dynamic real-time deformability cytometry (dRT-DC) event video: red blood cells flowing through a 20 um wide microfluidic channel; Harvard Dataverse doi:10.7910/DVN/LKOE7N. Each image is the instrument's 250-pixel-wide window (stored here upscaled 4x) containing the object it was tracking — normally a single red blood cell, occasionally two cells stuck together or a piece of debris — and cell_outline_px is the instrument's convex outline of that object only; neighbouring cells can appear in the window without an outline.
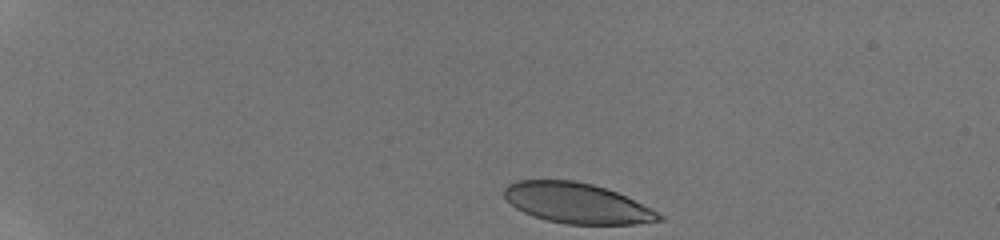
{"species": "human", "species_latin": "Homo sapiens", "temperature_condition": "room temperature", "stored_images_in_passage": 31, "camera_frame_rate_fps": 3000, "um_per_image_px": 0.085, "donor": {"sex": "male"}, "frame": {"image": 1, "passage_image": 1, "time_ms": 0.0, "image_size_px": [1000, 240], "cell_outline_px": [[664, 220], [632, 224], [564, 224], [548, 220], [524, 212], [516, 208], [504, 196], [504, 188], [508, 184], [516, 180], [576, 180], [592, 184], [616, 192], [664, 216]], "centroid_in_image_um": [49.0, 17.26], "position_along_channel_um": 36.0, "area_um2": 35.84}}
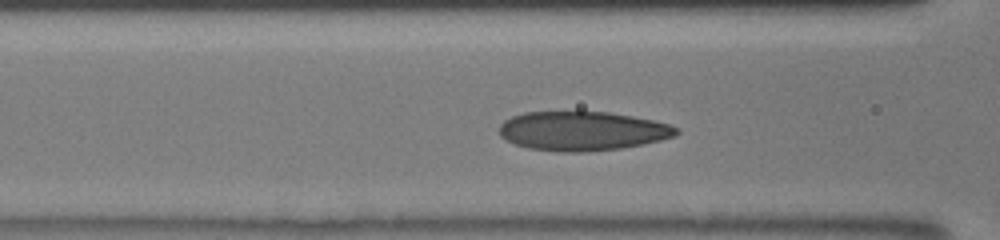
{"frame": {"image": 2, "passage_image": 22, "time_ms": 4.333, "image_size_px": [1000, 240], "cell_outline_px": [[680, 132], [676, 136], [644, 144], [620, 148], [584, 152], [556, 152], [528, 148], [504, 140], [500, 136], [500, 124], [504, 120], [512, 116], [524, 112], [608, 112], [632, 116], [652, 120], [668, 124], [680, 128]], "centroid_in_image_um": [49.5, 11.14], "position_along_channel_um": 117.1, "area_um2": 40.58}}
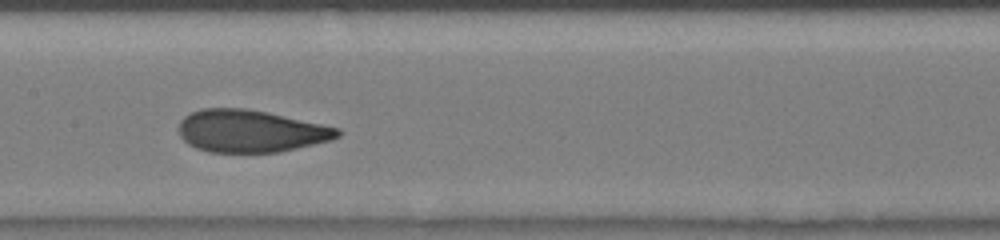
{"frame": {"image": 3, "passage_image": 30, "time_ms": 6.0, "image_size_px": [1000, 240], "cell_outline_px": [[344, 132], [340, 136], [332, 140], [280, 152], [208, 152], [196, 148], [188, 144], [180, 136], [180, 120], [184, 116], [200, 108], [248, 108], [268, 112], [340, 128]], "centroid_in_image_um": [21.33, 11.14], "position_along_channel_um": 186.1, "area_um2": 39.42}}